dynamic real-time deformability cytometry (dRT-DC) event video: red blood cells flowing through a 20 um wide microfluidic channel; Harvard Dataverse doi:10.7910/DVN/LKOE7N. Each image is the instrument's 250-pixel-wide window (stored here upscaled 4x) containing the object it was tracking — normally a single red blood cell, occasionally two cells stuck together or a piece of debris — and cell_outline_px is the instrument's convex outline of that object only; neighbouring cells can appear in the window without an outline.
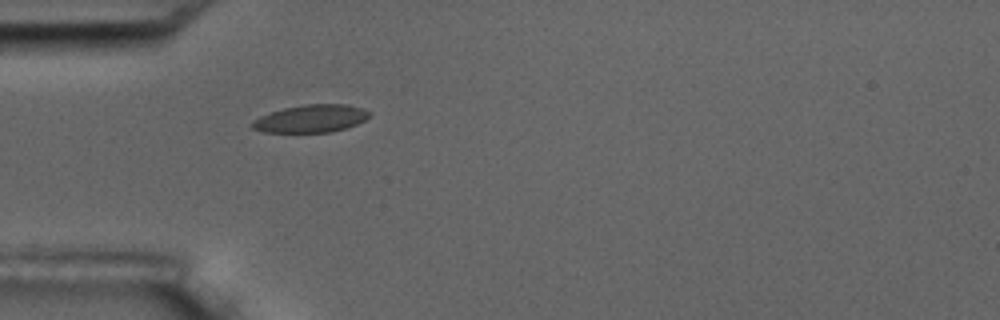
{"species": "common noctule bat (a hibernating species)", "species_latin": "Nyctalus noctula", "temperature_condition": "room temperature", "stored_images_in_passage": 1, "camera_frame_rate_fps": 3000, "um_per_image_px": 0.085, "animal": {"sex": "male", "body_mass_g": 17.5, "forearm_length_mm": 52.3}, "frame": {"image": 1, "passage_image": 1, "time_ms": 0.0, "image_size_px": [1000, 320], "cell_outline_px": [[372, 112], [364, 120], [356, 124], [332, 132], [264, 132], [252, 128], [252, 120], [260, 116], [284, 108], [304, 104], [344, 104], [364, 108]], "centroid_in_image_um": [26.44, 10.07], "position_along_channel_um": 58.6, "area_um2": 18.79}}